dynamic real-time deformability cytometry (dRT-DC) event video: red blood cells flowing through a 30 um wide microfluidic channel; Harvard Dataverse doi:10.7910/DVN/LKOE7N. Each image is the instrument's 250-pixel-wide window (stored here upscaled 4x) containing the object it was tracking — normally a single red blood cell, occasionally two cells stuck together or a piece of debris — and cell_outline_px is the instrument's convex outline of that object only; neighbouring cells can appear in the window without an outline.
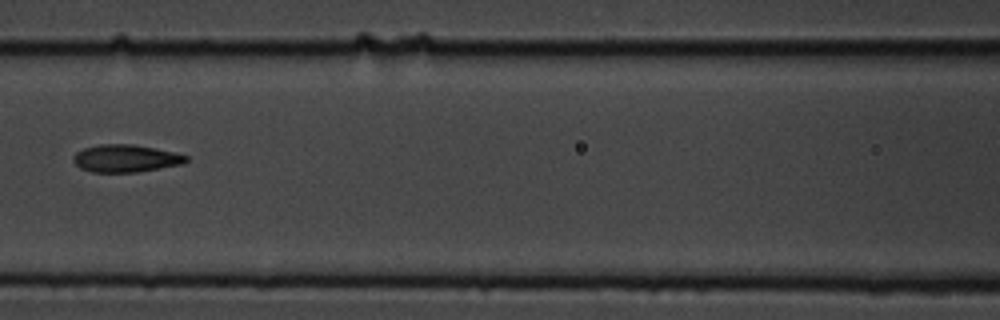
{"species": "common noctule bat (a hibernating species)", "species_latin": "Nyctalus noctula", "temperature_condition": "cold", "stored_images_in_passage": 11, "camera_frame_rate_fps": 3000, "um_per_image_px": 0.085, "animal": {"sex": "male", "body_mass_g": 19.5, "forearm_length_mm": 54.6}, "frame": {"image": 1, "passage_image": 7, "time_ms": 2.0, "image_size_px": [1000, 320], "cell_outline_px": [[188, 160], [184, 164], [136, 172], [92, 172], [80, 168], [72, 160], [72, 156], [76, 152], [84, 148], [100, 144], [132, 144], [156, 148], [176, 152], [188, 156]], "centroid_in_image_um": [10.69, 13.46], "position_along_channel_um": 155.9, "area_um2": 18.21}}
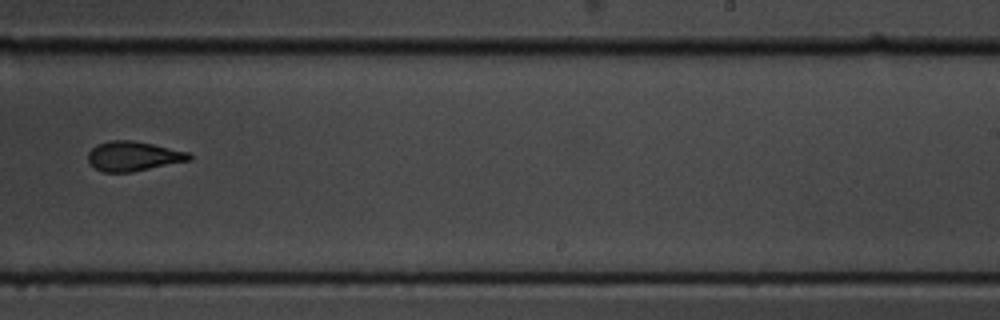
{"frame": {"image": 2, "passage_image": 10, "time_ms": 3.0, "image_size_px": [1000, 320], "cell_outline_px": [[192, 160], [132, 172], [104, 172], [96, 168], [88, 160], [88, 152], [96, 144], [108, 140], [132, 140], [152, 144], [188, 152], [192, 156]], "centroid_in_image_um": [11.33, 13.27], "position_along_channel_um": 277.7, "area_um2": 17.46}}
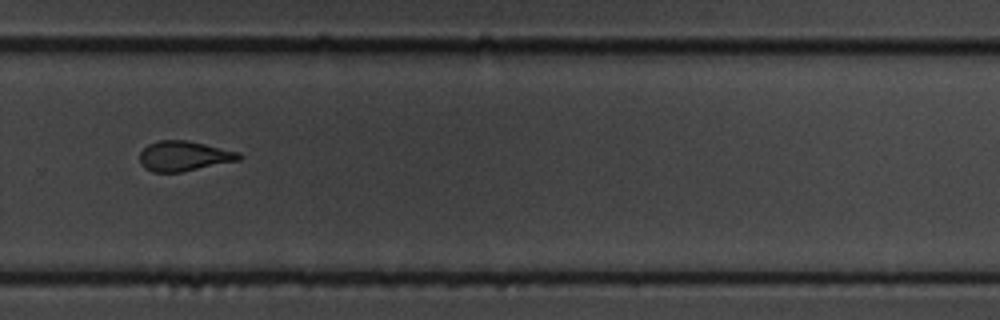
{"frame": {"image": 3, "passage_image": 11, "time_ms": 3.333, "image_size_px": [1000, 320], "cell_outline_px": [[244, 156], [240, 160], [180, 172], [152, 172], [144, 168], [140, 164], [140, 152], [148, 144], [160, 140], [188, 140], [240, 152]], "centroid_in_image_um": [15.64, 13.26], "position_along_channel_um": 314.2, "area_um2": 17.46}}